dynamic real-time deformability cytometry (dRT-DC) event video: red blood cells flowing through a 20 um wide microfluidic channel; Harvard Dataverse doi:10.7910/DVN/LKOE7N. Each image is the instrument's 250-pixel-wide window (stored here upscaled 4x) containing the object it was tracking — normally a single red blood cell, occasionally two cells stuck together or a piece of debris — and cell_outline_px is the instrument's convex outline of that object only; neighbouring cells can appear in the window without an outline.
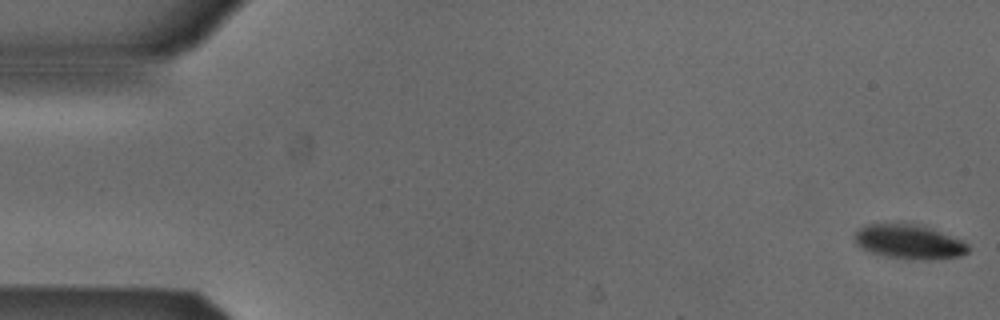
{"species": "Egyptian fruit bat (a non-hibernating species)", "species_latin": "Rousettus aegyptiacus", "temperature_condition": "cold", "stored_images_in_passage": 53, "camera_frame_rate_fps": 3000, "um_per_image_px": 0.085, "animal": {"sex": "male"}, "frame": {"image": 1, "passage_image": 1, "time_ms": 0.0, "image_size_px": [1000, 320], "cell_outline_px": [[968, 252], [960, 256], [888, 256], [872, 252], [856, 244], [852, 236], [860, 228], [868, 224], [924, 224], [964, 240], [968, 244]], "centroid_in_image_um": [77.27, 20.46], "position_along_channel_um": 7.7, "area_um2": 21.68}}
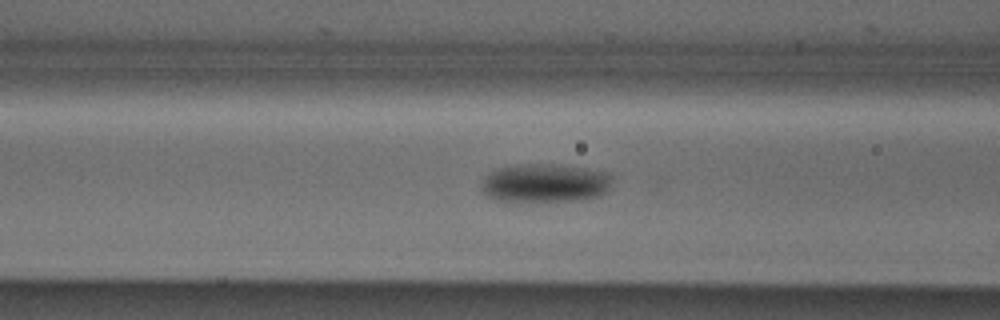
{"frame": {"image": 2, "passage_image": 21, "time_ms": 6.667, "image_size_px": [1000, 320], "cell_outline_px": [[612, 180], [608, 188], [600, 196], [584, 200], [492, 200], [484, 192], [480, 184], [496, 168], [524, 164], [556, 164], [584, 168], [608, 172], [612, 176]], "centroid_in_image_um": [46.36, 15.55], "position_along_channel_um": 120.2, "area_um2": 29.07}}
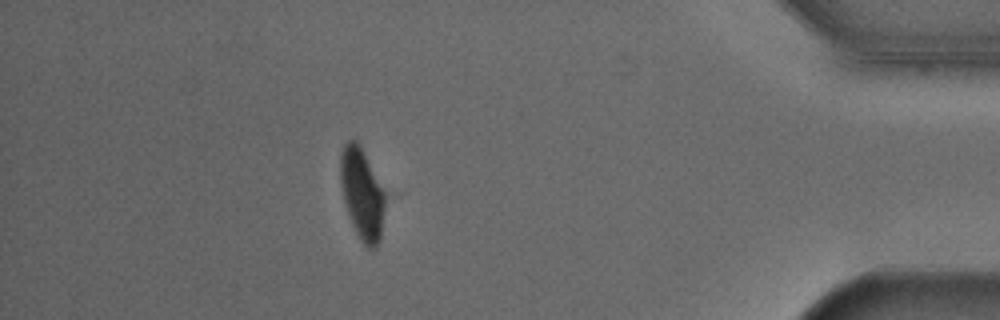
{"frame": {"image": 3, "passage_image": 47, "time_ms": 15.333, "image_size_px": [1000, 320], "cell_outline_px": [[384, 208], [380, 240], [376, 248], [368, 248], [360, 240], [352, 224], [344, 200], [340, 180], [340, 156], [344, 144], [348, 140], [356, 140], [360, 144], [384, 192]], "centroid_in_image_um": [30.75, 16.47], "position_along_channel_um": 404.4, "area_um2": 23.35}, "authors_computed_cell_mechanics": {"area_um2": 24.9696, "velocity_mm_per_s": 3.8575, "shape_relaxation_time_tau1_ms": 6.0703, "shape_relaxation_time_tau2_ms": null, "deformation_change_tau1": 0.1322, "deformation_change_tau2": null}}